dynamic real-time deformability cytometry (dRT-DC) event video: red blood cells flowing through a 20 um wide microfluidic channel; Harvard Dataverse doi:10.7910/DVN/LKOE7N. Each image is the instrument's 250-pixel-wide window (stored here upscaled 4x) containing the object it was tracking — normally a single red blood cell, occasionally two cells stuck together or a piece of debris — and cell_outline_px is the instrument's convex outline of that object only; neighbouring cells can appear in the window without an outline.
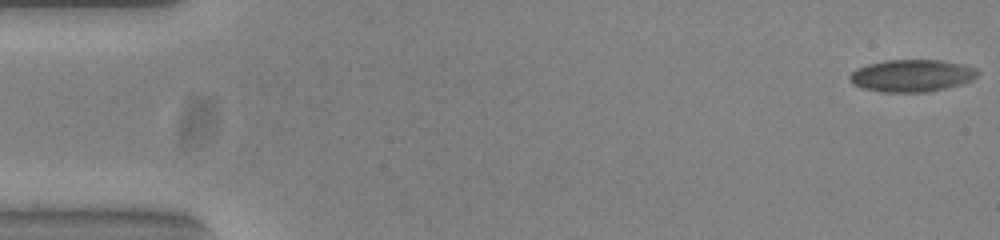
{"species": "common noctule bat (a hibernating species)", "species_latin": "Nyctalus noctula", "temperature_condition": "warm", "stored_images_in_passage": 53, "camera_frame_rate_fps": 3000, "um_per_image_px": 0.085, "animal": {"sex": "female", "body_mass_g": 23.0, "forearm_length_mm": 53.4}, "frame": {"image": 1, "passage_image": 1, "time_ms": 0.0, "image_size_px": [1000, 240], "cell_outline_px": [[980, 72], [972, 80], [964, 84], [928, 92], [880, 92], [864, 88], [852, 84], [848, 80], [848, 76], [856, 68], [868, 64], [884, 60], [940, 60], [964, 64], [976, 68]], "centroid_in_image_um": [77.51, 6.43], "position_along_channel_um": 7.5, "area_um2": 24.33}}
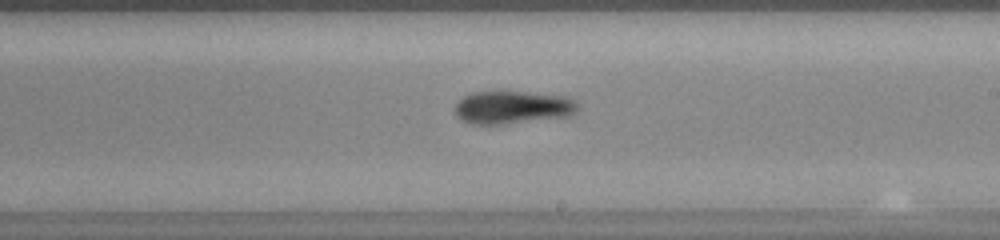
{"frame": {"image": 2, "passage_image": 31, "time_ms": 10.0, "image_size_px": [1000, 240], "cell_outline_px": [[580, 108], [576, 112], [568, 116], [496, 124], [476, 124], [464, 120], [456, 116], [456, 100], [472, 92], [524, 92], [568, 96]], "centroid_in_image_um": [43.56, 9.11], "position_along_channel_um": 245.4, "area_um2": 23.12}}
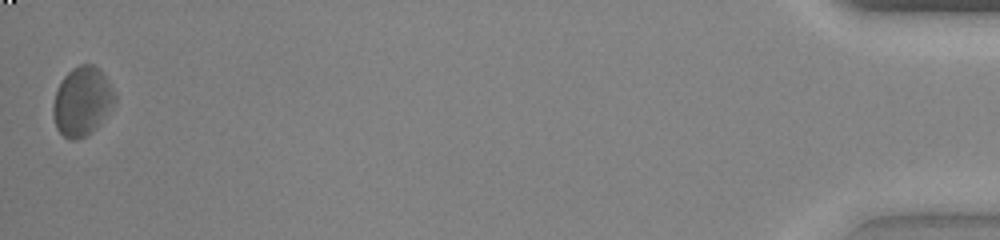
{"frame": {"image": 3, "passage_image": 53, "time_ms": 17.333, "image_size_px": [1000, 240], "cell_outline_px": [[116, 104], [100, 124], [92, 132], [76, 140], [68, 140], [56, 128], [52, 116], [52, 108], [56, 92], [64, 76], [72, 68], [80, 64], [92, 64], [100, 68], [108, 80], [116, 96]], "centroid_in_image_um": [7.0, 8.62], "position_along_channel_um": 428.2, "area_um2": 25.09}, "authors_computed_cell_mechanics": {"area_um2": 23.5246, "velocity_mm_per_s": 3.8155, "shape_relaxation_time_tau1_ms": 5.9053, "shape_relaxation_time_tau2_ms": 5.9334, "deformation_change_tau1": 0.1249, "deformation_change_tau2": 0.1312}}